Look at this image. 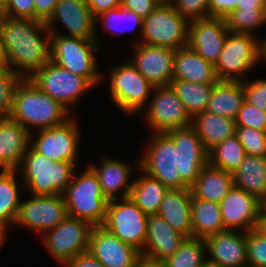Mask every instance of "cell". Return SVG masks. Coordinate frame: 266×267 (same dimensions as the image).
I'll use <instances>...</instances> for the list:
<instances>
[{"label": "cell", "mask_w": 266, "mask_h": 267, "mask_svg": "<svg viewBox=\"0 0 266 267\" xmlns=\"http://www.w3.org/2000/svg\"><path fill=\"white\" fill-rule=\"evenodd\" d=\"M139 166L168 189L190 188L208 164V150L192 125L156 133Z\"/></svg>", "instance_id": "obj_1"}, {"label": "cell", "mask_w": 266, "mask_h": 267, "mask_svg": "<svg viewBox=\"0 0 266 267\" xmlns=\"http://www.w3.org/2000/svg\"><path fill=\"white\" fill-rule=\"evenodd\" d=\"M38 31L46 32V38H41ZM0 34L7 66L29 71L25 79H30L51 60V32L46 22L7 16Z\"/></svg>", "instance_id": "obj_2"}, {"label": "cell", "mask_w": 266, "mask_h": 267, "mask_svg": "<svg viewBox=\"0 0 266 267\" xmlns=\"http://www.w3.org/2000/svg\"><path fill=\"white\" fill-rule=\"evenodd\" d=\"M68 113L67 109L30 79H22L15 89L8 117L30 132L26 124L34 125L39 130L58 127L70 119Z\"/></svg>", "instance_id": "obj_3"}, {"label": "cell", "mask_w": 266, "mask_h": 267, "mask_svg": "<svg viewBox=\"0 0 266 267\" xmlns=\"http://www.w3.org/2000/svg\"><path fill=\"white\" fill-rule=\"evenodd\" d=\"M67 215L85 220L93 226H102L106 217L108 200L104 196L98 177L89 166L72 181L62 194Z\"/></svg>", "instance_id": "obj_4"}, {"label": "cell", "mask_w": 266, "mask_h": 267, "mask_svg": "<svg viewBox=\"0 0 266 267\" xmlns=\"http://www.w3.org/2000/svg\"><path fill=\"white\" fill-rule=\"evenodd\" d=\"M28 150L22 160L25 185L33 195H62L76 174V163L53 161L31 147Z\"/></svg>", "instance_id": "obj_5"}, {"label": "cell", "mask_w": 266, "mask_h": 267, "mask_svg": "<svg viewBox=\"0 0 266 267\" xmlns=\"http://www.w3.org/2000/svg\"><path fill=\"white\" fill-rule=\"evenodd\" d=\"M140 44L177 50L188 44V20L168 0H163L143 19Z\"/></svg>", "instance_id": "obj_6"}, {"label": "cell", "mask_w": 266, "mask_h": 267, "mask_svg": "<svg viewBox=\"0 0 266 267\" xmlns=\"http://www.w3.org/2000/svg\"><path fill=\"white\" fill-rule=\"evenodd\" d=\"M51 32V61L58 66L86 78L93 86L100 81L96 71L94 51L97 50L96 40H86Z\"/></svg>", "instance_id": "obj_7"}, {"label": "cell", "mask_w": 266, "mask_h": 267, "mask_svg": "<svg viewBox=\"0 0 266 267\" xmlns=\"http://www.w3.org/2000/svg\"><path fill=\"white\" fill-rule=\"evenodd\" d=\"M115 201L113 199L108 202L102 227L141 252L145 247L148 215L130 196L122 198V203Z\"/></svg>", "instance_id": "obj_8"}, {"label": "cell", "mask_w": 266, "mask_h": 267, "mask_svg": "<svg viewBox=\"0 0 266 267\" xmlns=\"http://www.w3.org/2000/svg\"><path fill=\"white\" fill-rule=\"evenodd\" d=\"M30 80L43 92L58 101L65 109L93 85L84 77L76 75L53 61L40 68Z\"/></svg>", "instance_id": "obj_9"}, {"label": "cell", "mask_w": 266, "mask_h": 267, "mask_svg": "<svg viewBox=\"0 0 266 267\" xmlns=\"http://www.w3.org/2000/svg\"><path fill=\"white\" fill-rule=\"evenodd\" d=\"M259 42L251 34L228 33L223 49L214 64L219 80L237 81V74L250 70L258 58Z\"/></svg>", "instance_id": "obj_10"}, {"label": "cell", "mask_w": 266, "mask_h": 267, "mask_svg": "<svg viewBox=\"0 0 266 267\" xmlns=\"http://www.w3.org/2000/svg\"><path fill=\"white\" fill-rule=\"evenodd\" d=\"M93 225L85 220L68 216L44 239L50 254L61 264L88 252Z\"/></svg>", "instance_id": "obj_11"}, {"label": "cell", "mask_w": 266, "mask_h": 267, "mask_svg": "<svg viewBox=\"0 0 266 267\" xmlns=\"http://www.w3.org/2000/svg\"><path fill=\"white\" fill-rule=\"evenodd\" d=\"M110 78L113 103L128 113L141 110L147 104L149 92L155 87L131 62L115 67Z\"/></svg>", "instance_id": "obj_12"}, {"label": "cell", "mask_w": 266, "mask_h": 267, "mask_svg": "<svg viewBox=\"0 0 266 267\" xmlns=\"http://www.w3.org/2000/svg\"><path fill=\"white\" fill-rule=\"evenodd\" d=\"M154 91L157 93L148 105L146 119L155 133L192 125V117L170 85L155 86Z\"/></svg>", "instance_id": "obj_13"}, {"label": "cell", "mask_w": 266, "mask_h": 267, "mask_svg": "<svg viewBox=\"0 0 266 267\" xmlns=\"http://www.w3.org/2000/svg\"><path fill=\"white\" fill-rule=\"evenodd\" d=\"M66 217L63 195H33L31 200L20 204L15 224H23L32 230L46 232L54 229Z\"/></svg>", "instance_id": "obj_14"}, {"label": "cell", "mask_w": 266, "mask_h": 267, "mask_svg": "<svg viewBox=\"0 0 266 267\" xmlns=\"http://www.w3.org/2000/svg\"><path fill=\"white\" fill-rule=\"evenodd\" d=\"M75 119L47 129H41L31 148L53 161L76 163L79 130Z\"/></svg>", "instance_id": "obj_15"}, {"label": "cell", "mask_w": 266, "mask_h": 267, "mask_svg": "<svg viewBox=\"0 0 266 267\" xmlns=\"http://www.w3.org/2000/svg\"><path fill=\"white\" fill-rule=\"evenodd\" d=\"M229 29L224 18L208 17L189 22L187 46L213 65L223 49Z\"/></svg>", "instance_id": "obj_16"}, {"label": "cell", "mask_w": 266, "mask_h": 267, "mask_svg": "<svg viewBox=\"0 0 266 267\" xmlns=\"http://www.w3.org/2000/svg\"><path fill=\"white\" fill-rule=\"evenodd\" d=\"M88 252L105 267H134L141 256L134 246L122 242L102 226H94Z\"/></svg>", "instance_id": "obj_17"}, {"label": "cell", "mask_w": 266, "mask_h": 267, "mask_svg": "<svg viewBox=\"0 0 266 267\" xmlns=\"http://www.w3.org/2000/svg\"><path fill=\"white\" fill-rule=\"evenodd\" d=\"M261 200L239 187L233 186L220 202L225 231L240 227L245 232L258 227ZM243 226V227H242Z\"/></svg>", "instance_id": "obj_18"}, {"label": "cell", "mask_w": 266, "mask_h": 267, "mask_svg": "<svg viewBox=\"0 0 266 267\" xmlns=\"http://www.w3.org/2000/svg\"><path fill=\"white\" fill-rule=\"evenodd\" d=\"M133 66L154 86H169L173 80L175 50L136 44Z\"/></svg>", "instance_id": "obj_19"}, {"label": "cell", "mask_w": 266, "mask_h": 267, "mask_svg": "<svg viewBox=\"0 0 266 267\" xmlns=\"http://www.w3.org/2000/svg\"><path fill=\"white\" fill-rule=\"evenodd\" d=\"M56 19L62 21L70 37L96 40L97 20L89 9L88 0H58L53 15L46 22L50 31Z\"/></svg>", "instance_id": "obj_20"}, {"label": "cell", "mask_w": 266, "mask_h": 267, "mask_svg": "<svg viewBox=\"0 0 266 267\" xmlns=\"http://www.w3.org/2000/svg\"><path fill=\"white\" fill-rule=\"evenodd\" d=\"M204 240L212 257L207 261L219 267H248L246 232L240 235L235 230H226Z\"/></svg>", "instance_id": "obj_21"}, {"label": "cell", "mask_w": 266, "mask_h": 267, "mask_svg": "<svg viewBox=\"0 0 266 267\" xmlns=\"http://www.w3.org/2000/svg\"><path fill=\"white\" fill-rule=\"evenodd\" d=\"M185 238L159 215H148L145 245L149 249L145 247L140 253L146 258L163 262L179 249Z\"/></svg>", "instance_id": "obj_22"}, {"label": "cell", "mask_w": 266, "mask_h": 267, "mask_svg": "<svg viewBox=\"0 0 266 267\" xmlns=\"http://www.w3.org/2000/svg\"><path fill=\"white\" fill-rule=\"evenodd\" d=\"M31 132L9 117H0V168L18 170L31 141Z\"/></svg>", "instance_id": "obj_23"}, {"label": "cell", "mask_w": 266, "mask_h": 267, "mask_svg": "<svg viewBox=\"0 0 266 267\" xmlns=\"http://www.w3.org/2000/svg\"><path fill=\"white\" fill-rule=\"evenodd\" d=\"M191 206L192 192L190 188L168 189L157 215L162 217L175 231L190 238L193 237Z\"/></svg>", "instance_id": "obj_24"}, {"label": "cell", "mask_w": 266, "mask_h": 267, "mask_svg": "<svg viewBox=\"0 0 266 267\" xmlns=\"http://www.w3.org/2000/svg\"><path fill=\"white\" fill-rule=\"evenodd\" d=\"M173 80L202 84H215L219 81L215 66L188 46L175 50Z\"/></svg>", "instance_id": "obj_25"}, {"label": "cell", "mask_w": 266, "mask_h": 267, "mask_svg": "<svg viewBox=\"0 0 266 267\" xmlns=\"http://www.w3.org/2000/svg\"><path fill=\"white\" fill-rule=\"evenodd\" d=\"M244 101L242 81L219 80L210 93L206 111L235 120Z\"/></svg>", "instance_id": "obj_26"}, {"label": "cell", "mask_w": 266, "mask_h": 267, "mask_svg": "<svg viewBox=\"0 0 266 267\" xmlns=\"http://www.w3.org/2000/svg\"><path fill=\"white\" fill-rule=\"evenodd\" d=\"M233 186V174L207 164L190 189L195 198L220 203Z\"/></svg>", "instance_id": "obj_27"}, {"label": "cell", "mask_w": 266, "mask_h": 267, "mask_svg": "<svg viewBox=\"0 0 266 267\" xmlns=\"http://www.w3.org/2000/svg\"><path fill=\"white\" fill-rule=\"evenodd\" d=\"M192 126L208 151L235 135L236 132L234 119L218 116L207 111L195 115L192 118Z\"/></svg>", "instance_id": "obj_28"}, {"label": "cell", "mask_w": 266, "mask_h": 267, "mask_svg": "<svg viewBox=\"0 0 266 267\" xmlns=\"http://www.w3.org/2000/svg\"><path fill=\"white\" fill-rule=\"evenodd\" d=\"M233 181L234 186L262 200L266 197V157L246 155L233 173Z\"/></svg>", "instance_id": "obj_29"}, {"label": "cell", "mask_w": 266, "mask_h": 267, "mask_svg": "<svg viewBox=\"0 0 266 267\" xmlns=\"http://www.w3.org/2000/svg\"><path fill=\"white\" fill-rule=\"evenodd\" d=\"M101 167L90 166L96 173L101 190L108 201L117 199L115 193L124 188L122 198L129 197L133 182L128 183L130 168L118 160L103 159Z\"/></svg>", "instance_id": "obj_30"}, {"label": "cell", "mask_w": 266, "mask_h": 267, "mask_svg": "<svg viewBox=\"0 0 266 267\" xmlns=\"http://www.w3.org/2000/svg\"><path fill=\"white\" fill-rule=\"evenodd\" d=\"M191 219L195 238L205 239L225 231L220 203L205 201L192 195Z\"/></svg>", "instance_id": "obj_31"}, {"label": "cell", "mask_w": 266, "mask_h": 267, "mask_svg": "<svg viewBox=\"0 0 266 267\" xmlns=\"http://www.w3.org/2000/svg\"><path fill=\"white\" fill-rule=\"evenodd\" d=\"M144 174L132 181L130 198L146 215H154L158 213L168 188L158 179Z\"/></svg>", "instance_id": "obj_32"}, {"label": "cell", "mask_w": 266, "mask_h": 267, "mask_svg": "<svg viewBox=\"0 0 266 267\" xmlns=\"http://www.w3.org/2000/svg\"><path fill=\"white\" fill-rule=\"evenodd\" d=\"M170 86L193 118L198 113L206 111L214 84L172 80Z\"/></svg>", "instance_id": "obj_33"}, {"label": "cell", "mask_w": 266, "mask_h": 267, "mask_svg": "<svg viewBox=\"0 0 266 267\" xmlns=\"http://www.w3.org/2000/svg\"><path fill=\"white\" fill-rule=\"evenodd\" d=\"M246 156L245 149L236 135L217 144L208 152V164L233 174Z\"/></svg>", "instance_id": "obj_34"}, {"label": "cell", "mask_w": 266, "mask_h": 267, "mask_svg": "<svg viewBox=\"0 0 266 267\" xmlns=\"http://www.w3.org/2000/svg\"><path fill=\"white\" fill-rule=\"evenodd\" d=\"M14 172L2 170L0 173V227L5 229L9 223H15L21 204Z\"/></svg>", "instance_id": "obj_35"}, {"label": "cell", "mask_w": 266, "mask_h": 267, "mask_svg": "<svg viewBox=\"0 0 266 267\" xmlns=\"http://www.w3.org/2000/svg\"><path fill=\"white\" fill-rule=\"evenodd\" d=\"M206 250L205 240L202 238H185L179 249L165 261V267H201L206 261L204 253Z\"/></svg>", "instance_id": "obj_36"}, {"label": "cell", "mask_w": 266, "mask_h": 267, "mask_svg": "<svg viewBox=\"0 0 266 267\" xmlns=\"http://www.w3.org/2000/svg\"><path fill=\"white\" fill-rule=\"evenodd\" d=\"M25 76L16 68L0 66V117H8L14 99L15 89Z\"/></svg>", "instance_id": "obj_37"}, {"label": "cell", "mask_w": 266, "mask_h": 267, "mask_svg": "<svg viewBox=\"0 0 266 267\" xmlns=\"http://www.w3.org/2000/svg\"><path fill=\"white\" fill-rule=\"evenodd\" d=\"M225 20L230 32L253 35V29L266 23V10H235Z\"/></svg>", "instance_id": "obj_38"}, {"label": "cell", "mask_w": 266, "mask_h": 267, "mask_svg": "<svg viewBox=\"0 0 266 267\" xmlns=\"http://www.w3.org/2000/svg\"><path fill=\"white\" fill-rule=\"evenodd\" d=\"M235 135L243 145L246 155L266 157L265 131L249 127H236Z\"/></svg>", "instance_id": "obj_39"}, {"label": "cell", "mask_w": 266, "mask_h": 267, "mask_svg": "<svg viewBox=\"0 0 266 267\" xmlns=\"http://www.w3.org/2000/svg\"><path fill=\"white\" fill-rule=\"evenodd\" d=\"M248 267H266V236L258 228L246 233Z\"/></svg>", "instance_id": "obj_40"}, {"label": "cell", "mask_w": 266, "mask_h": 267, "mask_svg": "<svg viewBox=\"0 0 266 267\" xmlns=\"http://www.w3.org/2000/svg\"><path fill=\"white\" fill-rule=\"evenodd\" d=\"M168 1L174 10L187 20L193 21L209 17V0H175V3H173L174 0Z\"/></svg>", "instance_id": "obj_41"}, {"label": "cell", "mask_w": 266, "mask_h": 267, "mask_svg": "<svg viewBox=\"0 0 266 267\" xmlns=\"http://www.w3.org/2000/svg\"><path fill=\"white\" fill-rule=\"evenodd\" d=\"M235 123L236 127H249L266 132V111L258 110L255 106L244 101Z\"/></svg>", "instance_id": "obj_42"}, {"label": "cell", "mask_w": 266, "mask_h": 267, "mask_svg": "<svg viewBox=\"0 0 266 267\" xmlns=\"http://www.w3.org/2000/svg\"><path fill=\"white\" fill-rule=\"evenodd\" d=\"M245 101L255 106L258 110L266 111V80H256L243 84Z\"/></svg>", "instance_id": "obj_43"}, {"label": "cell", "mask_w": 266, "mask_h": 267, "mask_svg": "<svg viewBox=\"0 0 266 267\" xmlns=\"http://www.w3.org/2000/svg\"><path fill=\"white\" fill-rule=\"evenodd\" d=\"M97 17L98 18L100 17V19L103 20V22L106 25V29L107 28L108 29L115 28L114 24H112V23H115L114 20L115 21H117L116 19L122 20L123 18L125 20L127 19V20L131 21L132 23H134L135 26L139 25L140 28H142V25H143V18L138 16L134 11L129 10L128 8H125L123 5H120L117 8L103 12ZM120 33H121V31H120Z\"/></svg>", "instance_id": "obj_44"}, {"label": "cell", "mask_w": 266, "mask_h": 267, "mask_svg": "<svg viewBox=\"0 0 266 267\" xmlns=\"http://www.w3.org/2000/svg\"><path fill=\"white\" fill-rule=\"evenodd\" d=\"M5 11L11 18L35 20L34 0H9Z\"/></svg>", "instance_id": "obj_45"}, {"label": "cell", "mask_w": 266, "mask_h": 267, "mask_svg": "<svg viewBox=\"0 0 266 267\" xmlns=\"http://www.w3.org/2000/svg\"><path fill=\"white\" fill-rule=\"evenodd\" d=\"M163 0H122V5L146 18Z\"/></svg>", "instance_id": "obj_46"}, {"label": "cell", "mask_w": 266, "mask_h": 267, "mask_svg": "<svg viewBox=\"0 0 266 267\" xmlns=\"http://www.w3.org/2000/svg\"><path fill=\"white\" fill-rule=\"evenodd\" d=\"M239 0H209V17L226 18L235 11Z\"/></svg>", "instance_id": "obj_47"}, {"label": "cell", "mask_w": 266, "mask_h": 267, "mask_svg": "<svg viewBox=\"0 0 266 267\" xmlns=\"http://www.w3.org/2000/svg\"><path fill=\"white\" fill-rule=\"evenodd\" d=\"M58 0H34L35 20L47 22L53 15Z\"/></svg>", "instance_id": "obj_48"}, {"label": "cell", "mask_w": 266, "mask_h": 267, "mask_svg": "<svg viewBox=\"0 0 266 267\" xmlns=\"http://www.w3.org/2000/svg\"><path fill=\"white\" fill-rule=\"evenodd\" d=\"M92 15L97 18L101 13L122 5V0H88Z\"/></svg>", "instance_id": "obj_49"}, {"label": "cell", "mask_w": 266, "mask_h": 267, "mask_svg": "<svg viewBox=\"0 0 266 267\" xmlns=\"http://www.w3.org/2000/svg\"><path fill=\"white\" fill-rule=\"evenodd\" d=\"M67 267H105L89 252L80 254L65 264Z\"/></svg>", "instance_id": "obj_50"}, {"label": "cell", "mask_w": 266, "mask_h": 267, "mask_svg": "<svg viewBox=\"0 0 266 267\" xmlns=\"http://www.w3.org/2000/svg\"><path fill=\"white\" fill-rule=\"evenodd\" d=\"M235 10H266V0H239Z\"/></svg>", "instance_id": "obj_51"}, {"label": "cell", "mask_w": 266, "mask_h": 267, "mask_svg": "<svg viewBox=\"0 0 266 267\" xmlns=\"http://www.w3.org/2000/svg\"><path fill=\"white\" fill-rule=\"evenodd\" d=\"M134 267H165V265L163 262L152 260L141 255L137 259Z\"/></svg>", "instance_id": "obj_52"}, {"label": "cell", "mask_w": 266, "mask_h": 267, "mask_svg": "<svg viewBox=\"0 0 266 267\" xmlns=\"http://www.w3.org/2000/svg\"><path fill=\"white\" fill-rule=\"evenodd\" d=\"M258 58H263L266 60V40L259 42Z\"/></svg>", "instance_id": "obj_53"}, {"label": "cell", "mask_w": 266, "mask_h": 267, "mask_svg": "<svg viewBox=\"0 0 266 267\" xmlns=\"http://www.w3.org/2000/svg\"><path fill=\"white\" fill-rule=\"evenodd\" d=\"M259 221H266V197L261 200Z\"/></svg>", "instance_id": "obj_54"}, {"label": "cell", "mask_w": 266, "mask_h": 267, "mask_svg": "<svg viewBox=\"0 0 266 267\" xmlns=\"http://www.w3.org/2000/svg\"><path fill=\"white\" fill-rule=\"evenodd\" d=\"M7 65L3 42L0 34V66Z\"/></svg>", "instance_id": "obj_55"}, {"label": "cell", "mask_w": 266, "mask_h": 267, "mask_svg": "<svg viewBox=\"0 0 266 267\" xmlns=\"http://www.w3.org/2000/svg\"><path fill=\"white\" fill-rule=\"evenodd\" d=\"M6 17L7 15H6L5 7L0 5V28L3 25Z\"/></svg>", "instance_id": "obj_56"}, {"label": "cell", "mask_w": 266, "mask_h": 267, "mask_svg": "<svg viewBox=\"0 0 266 267\" xmlns=\"http://www.w3.org/2000/svg\"><path fill=\"white\" fill-rule=\"evenodd\" d=\"M257 228L266 236V221H259Z\"/></svg>", "instance_id": "obj_57"}, {"label": "cell", "mask_w": 266, "mask_h": 267, "mask_svg": "<svg viewBox=\"0 0 266 267\" xmlns=\"http://www.w3.org/2000/svg\"><path fill=\"white\" fill-rule=\"evenodd\" d=\"M4 234H5V228L0 227V246L4 240V236H5Z\"/></svg>", "instance_id": "obj_58"}, {"label": "cell", "mask_w": 266, "mask_h": 267, "mask_svg": "<svg viewBox=\"0 0 266 267\" xmlns=\"http://www.w3.org/2000/svg\"><path fill=\"white\" fill-rule=\"evenodd\" d=\"M201 267H219V266L209 261H206Z\"/></svg>", "instance_id": "obj_59"}, {"label": "cell", "mask_w": 266, "mask_h": 267, "mask_svg": "<svg viewBox=\"0 0 266 267\" xmlns=\"http://www.w3.org/2000/svg\"><path fill=\"white\" fill-rule=\"evenodd\" d=\"M8 3H9V0H0V5L4 7H6Z\"/></svg>", "instance_id": "obj_60"}]
</instances>
